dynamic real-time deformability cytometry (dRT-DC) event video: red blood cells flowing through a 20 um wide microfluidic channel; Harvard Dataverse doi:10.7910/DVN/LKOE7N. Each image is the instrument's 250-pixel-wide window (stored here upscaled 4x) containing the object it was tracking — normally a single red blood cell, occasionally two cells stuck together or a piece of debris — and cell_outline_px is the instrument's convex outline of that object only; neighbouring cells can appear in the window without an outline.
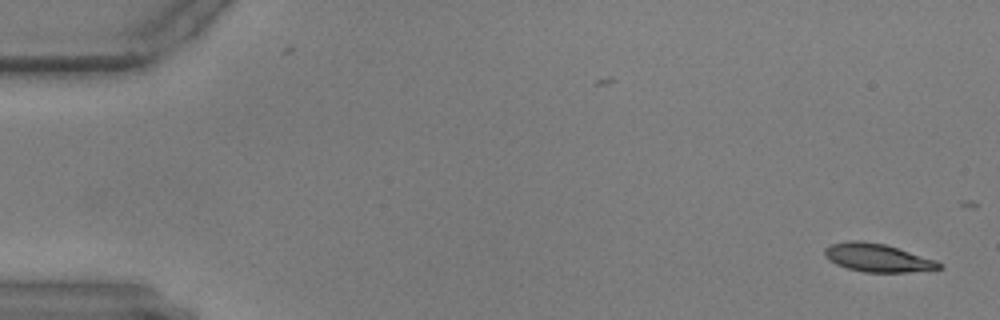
{"species": "common noctule bat (a hibernating species)", "species_latin": "Nyctalus noctula", "temperature_condition": "warm", "stored_images_in_passage": 17, "camera_frame_rate_fps": 3000, "um_per_image_px": 0.085, "animal": {"sex": "male", "body_mass_g": 17.9, "forearm_length_mm": 54.2}, "frame": {"image": 1, "passage_image": 1, "time_ms": 0.0, "image_size_px": [1000, 320], "cell_outline_px": [[944, 268], [908, 272], [864, 272], [848, 268], [836, 264], [828, 260], [824, 256], [824, 248], [832, 244], [848, 240], [864, 240], [884, 244], [936, 260], [944, 264]], "centroid_in_image_um": [74.58, 21.9], "position_along_channel_um": 10.4, "area_um2": 18.84}}
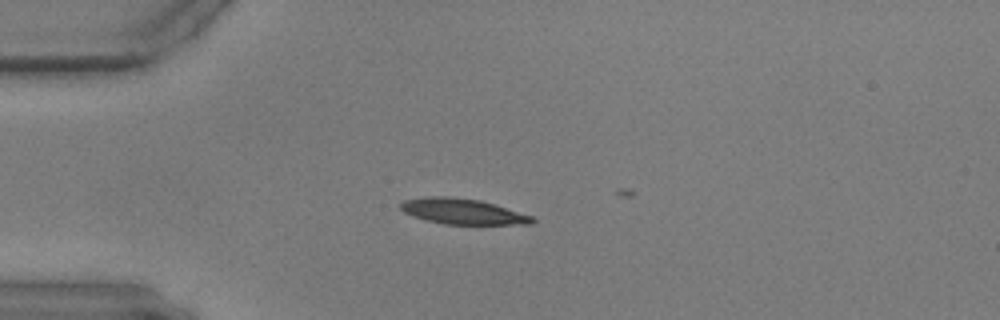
{"frame": {"image": 2, "passage_image": 14, "time_ms": 4.333, "image_size_px": [1000, 320], "cell_outline_px": [[536, 220], [532, 224], [444, 224], [424, 220], [412, 216], [404, 212], [400, 208], [400, 204], [404, 200], [428, 196], [448, 196], [480, 200], [532, 216]], "centroid_in_image_um": [39.28, 17.97], "position_along_channel_um": 45.7, "area_um2": 19.54}}